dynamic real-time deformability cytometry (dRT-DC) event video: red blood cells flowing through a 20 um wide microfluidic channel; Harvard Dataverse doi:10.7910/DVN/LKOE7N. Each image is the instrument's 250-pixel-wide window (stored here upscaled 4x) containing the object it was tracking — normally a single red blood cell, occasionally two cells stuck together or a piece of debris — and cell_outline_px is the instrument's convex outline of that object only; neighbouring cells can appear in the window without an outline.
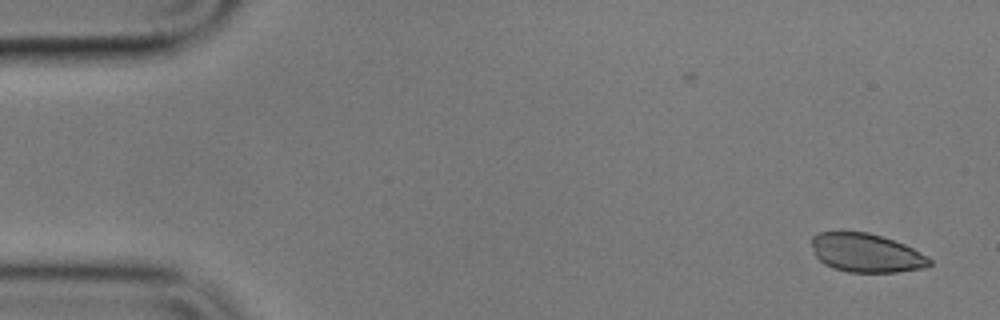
{"species": "common noctule bat (a hibernating species)", "species_latin": "Nyctalus noctula", "temperature_condition": "cold", "stored_images_in_passage": 7, "camera_frame_rate_fps": 3000, "um_per_image_px": 0.085, "animal": {"sex": "male", "body_mass_g": 17.9}, "frame": {"image": 1, "passage_image": 1, "time_ms": 0.0, "image_size_px": [1000, 320], "cell_outline_px": [[932, 264], [924, 268], [896, 272], [848, 272], [832, 268], [824, 264], [816, 256], [812, 244], [812, 236], [820, 232], [840, 228], [868, 232], [904, 244], [912, 248], [932, 260]], "centroid_in_image_um": [73.57, 21.46], "position_along_channel_um": 11.4, "area_um2": 27.05}}
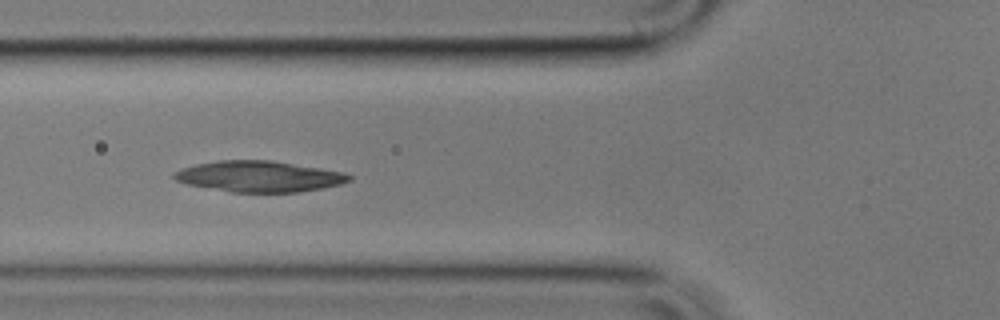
{"frame": {"image": 2, "passage_image": 6, "time_ms": 6.0, "image_size_px": [1000, 320], "cell_outline_px": [[352, 180], [340, 184], [300, 192], [232, 192], [188, 184], [176, 180], [172, 176], [172, 172], [180, 168], [196, 164], [220, 160], [272, 160], [344, 172], [352, 176]], "centroid_in_image_um": [22.01, 14.99], "position_along_channel_um": 103.8, "area_um2": 31.5}}
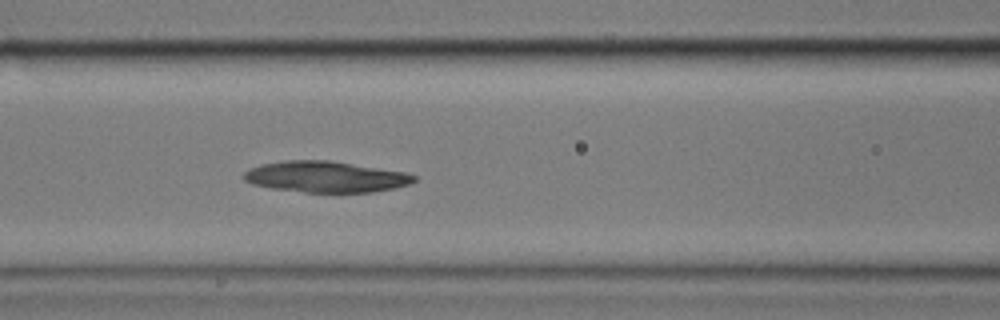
{"frame": {"image": 3, "passage_image": 7, "time_ms": 7.0, "image_size_px": [1000, 320], "cell_outline_px": [[416, 180], [408, 184], [392, 188], [372, 192], [304, 192], [272, 188], [252, 184], [244, 180], [244, 172], [260, 164], [284, 160], [328, 160], [404, 172], [416, 176]], "centroid_in_image_um": [27.64, 15.02], "position_along_channel_um": 139.0, "area_um2": 30.52}}